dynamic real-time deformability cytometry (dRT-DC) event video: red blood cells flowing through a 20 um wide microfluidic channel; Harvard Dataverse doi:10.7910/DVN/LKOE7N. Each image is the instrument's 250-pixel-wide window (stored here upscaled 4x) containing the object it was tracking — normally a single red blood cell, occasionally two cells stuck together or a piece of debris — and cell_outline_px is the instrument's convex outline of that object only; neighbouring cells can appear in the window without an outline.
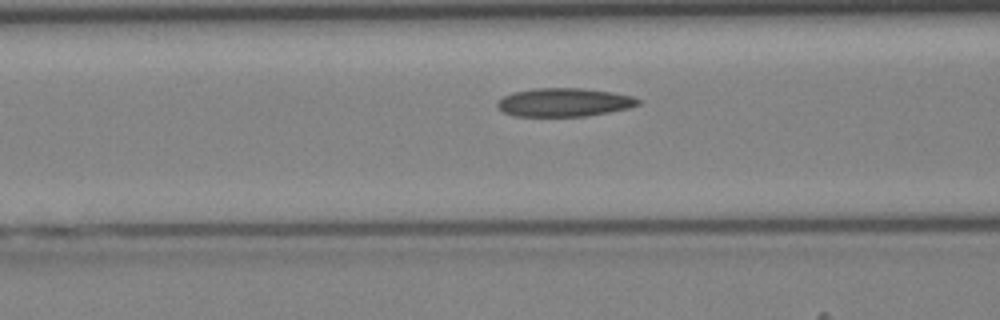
{"species": "Egyptian fruit bat (a non-hibernating species)", "species_latin": "Rousettus aegyptiacus", "temperature_condition": "cold", "stored_images_in_passage": 38, "camera_frame_rate_fps": 3000, "um_per_image_px": 0.085, "animal": {"sex": "female"}, "frame": {"image": 1, "passage_image": 12, "time_ms": 3.667, "image_size_px": [1000, 320], "cell_outline_px": [[640, 104], [628, 108], [608, 112], [584, 116], [512, 116], [504, 112], [496, 104], [496, 100], [512, 92], [532, 88], [584, 88], [612, 92], [632, 96], [640, 100]], "centroid_in_image_um": [47.91, 8.69], "position_along_channel_um": 118.7, "area_um2": 23.41}}
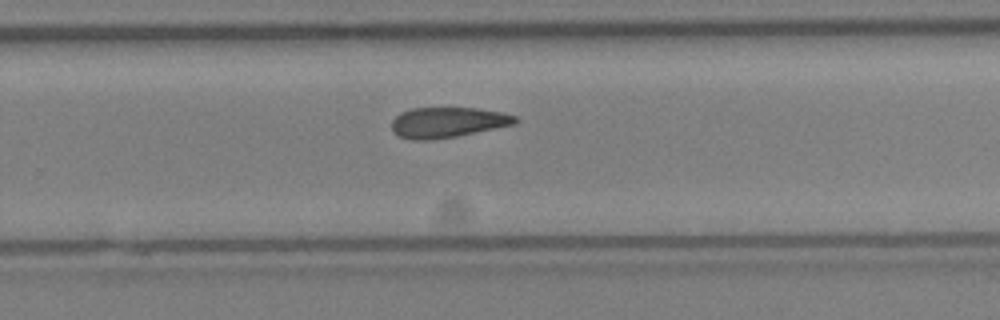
{"frame": {"image": 2, "passage_image": 23, "time_ms": 7.333, "image_size_px": [1000, 320], "cell_outline_px": [[520, 120], [516, 124], [456, 136], [432, 140], [412, 140], [400, 136], [392, 132], [392, 120], [400, 112], [412, 108], [476, 108], [504, 112], [516, 116]], "centroid_in_image_um": [38.06, 10.4], "position_along_channel_um": 291.7, "area_um2": 22.02}}
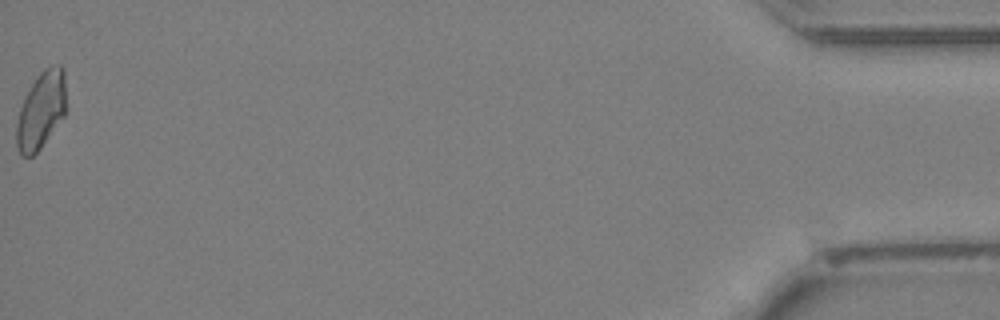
{"frame": {"image": 3, "passage_image": 38, "time_ms": 12.333, "image_size_px": [1000, 320], "cell_outline_px": [[68, 108], [64, 116], [40, 148], [32, 156], [20, 156], [16, 148], [16, 124], [20, 108], [32, 84], [40, 72], [44, 68], [56, 64], [60, 64], [64, 68]], "centroid_in_image_um": [3.53, 9.36], "position_along_channel_um": 431.7, "area_um2": 22.6}}